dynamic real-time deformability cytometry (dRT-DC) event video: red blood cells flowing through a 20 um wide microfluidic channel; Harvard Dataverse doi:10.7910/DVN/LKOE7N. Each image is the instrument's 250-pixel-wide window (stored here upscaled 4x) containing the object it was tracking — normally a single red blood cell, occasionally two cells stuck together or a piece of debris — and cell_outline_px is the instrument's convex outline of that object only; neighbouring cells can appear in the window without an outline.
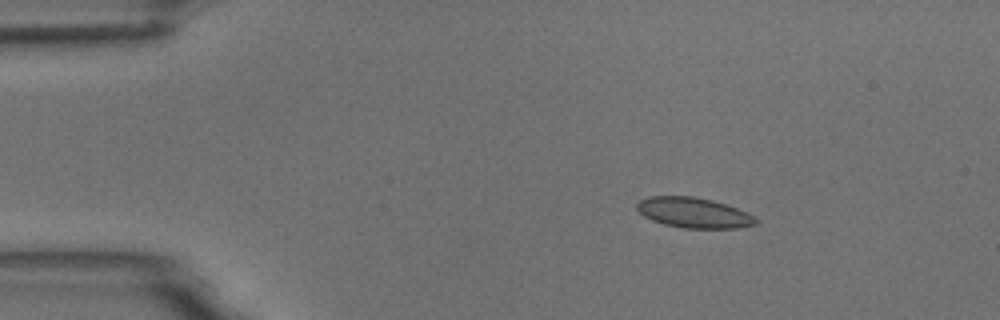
{"species": "common noctule bat (a hibernating species)", "species_latin": "Nyctalus noctula", "temperature_condition": "room temperature", "stored_images_in_passage": 4, "camera_frame_rate_fps": 3000, "um_per_image_px": 0.085, "animal": {"sex": "male", "body_mass_g": 18.8}, "frame": {"image": 1, "passage_image": 2, "time_ms": 1.0, "image_size_px": [1000, 320], "cell_outline_px": [[760, 220], [756, 224], [736, 228], [684, 228], [664, 224], [652, 220], [644, 216], [636, 208], [636, 204], [640, 200], [648, 196], [692, 196], [712, 200], [748, 212]], "centroid_in_image_um": [58.97, 18.08], "position_along_channel_um": 26.0, "area_um2": 20.98}}